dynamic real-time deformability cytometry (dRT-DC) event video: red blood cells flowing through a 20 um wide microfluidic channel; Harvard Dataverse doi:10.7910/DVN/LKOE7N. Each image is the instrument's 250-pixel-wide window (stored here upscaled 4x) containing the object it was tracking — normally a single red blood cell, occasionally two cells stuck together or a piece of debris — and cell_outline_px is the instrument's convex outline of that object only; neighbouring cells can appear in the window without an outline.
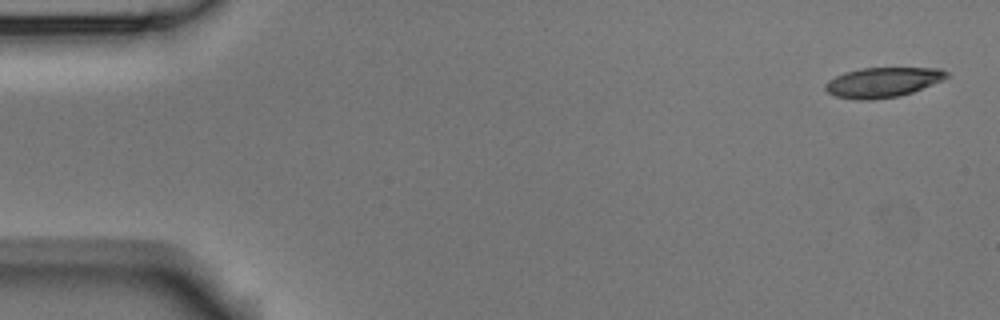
{"species": "Egyptian fruit bat (a non-hibernating species)", "species_latin": "Rousettus aegyptiacus", "temperature_condition": "room temperature", "stored_images_in_passage": 7, "camera_frame_rate_fps": 3000, "um_per_image_px": 0.085, "animal": {"sex": "male"}, "frame": {"image": 1, "passage_image": 1, "time_ms": 0.0, "image_size_px": [1000, 320], "cell_outline_px": [[952, 76], [944, 80], [912, 92], [900, 96], [872, 100], [856, 100], [836, 96], [828, 92], [824, 88], [824, 84], [828, 80], [844, 72], [860, 68], [940, 68], [948, 72]], "centroid_in_image_um": [75.05, 6.99], "position_along_channel_um": 9.9, "area_um2": 21.39}}
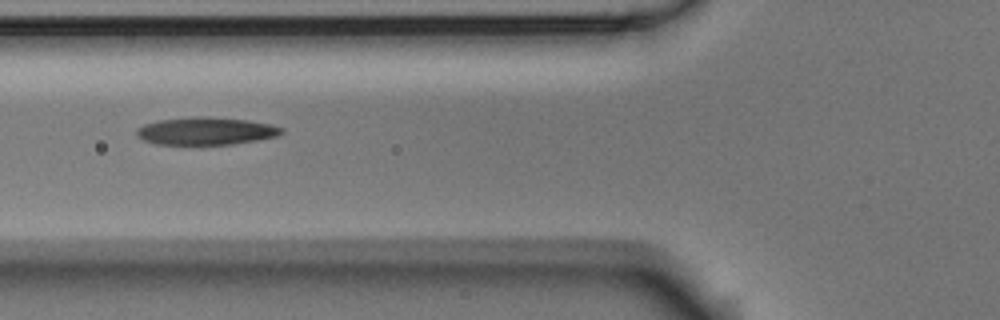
{"frame": {"image": 2, "passage_image": 6, "time_ms": 1.667, "image_size_px": [1000, 320], "cell_outline_px": [[284, 132], [276, 136], [256, 140], [232, 144], [156, 144], [144, 140], [136, 136], [136, 128], [144, 124], [160, 120], [196, 116], [200, 116], [248, 120], [268, 124], [284, 128]], "centroid_in_image_um": [17.48, 11.13], "position_along_channel_um": 108.3, "area_um2": 23.12}}
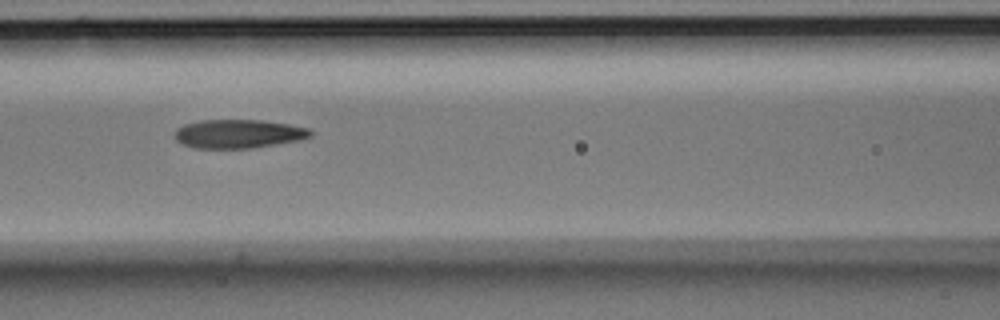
{"frame": {"image": 3, "passage_image": 7, "time_ms": 2.0, "image_size_px": [1000, 320], "cell_outline_px": [[312, 136], [300, 140], [252, 148], [192, 148], [176, 140], [176, 128], [184, 124], [200, 120], [264, 120], [288, 124], [308, 128], [312, 132]], "centroid_in_image_um": [20.27, 11.37], "position_along_channel_um": 146.3, "area_um2": 22.72}}